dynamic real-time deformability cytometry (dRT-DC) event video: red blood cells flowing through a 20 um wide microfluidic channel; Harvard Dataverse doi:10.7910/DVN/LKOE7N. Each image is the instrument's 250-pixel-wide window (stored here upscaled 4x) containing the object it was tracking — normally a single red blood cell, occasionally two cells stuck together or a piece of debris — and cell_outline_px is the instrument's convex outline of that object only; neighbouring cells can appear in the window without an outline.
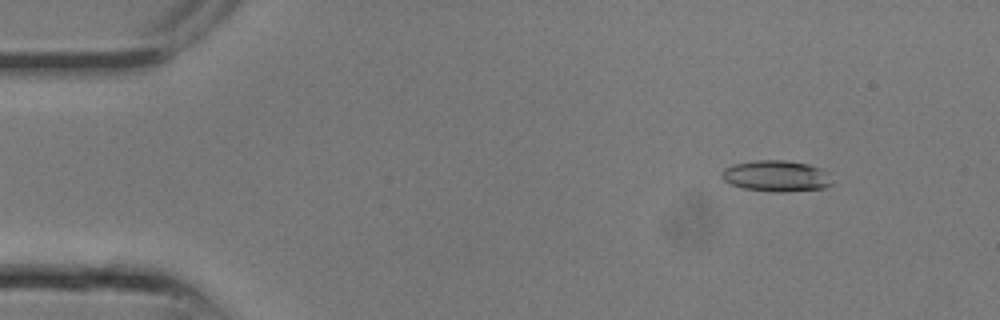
{"species": "common noctule bat (a hibernating species)", "species_latin": "Nyctalus noctula", "temperature_condition": "room temperature", "stored_images_in_passage": 7, "camera_frame_rate_fps": 3000, "um_per_image_px": 0.085, "animal": {"sex": "male", "body_mass_g": 13.3}, "frame": {"image": 1, "passage_image": 3, "time_ms": 0.667, "image_size_px": [1000, 320], "cell_outline_px": [[832, 184], [824, 188], [784, 192], [776, 192], [744, 188], [732, 184], [724, 180], [720, 176], [720, 172], [724, 168], [732, 164], [756, 160], [784, 160], [808, 164], [824, 168], [828, 172]], "centroid_in_image_um": [65.99, 14.95], "position_along_channel_um": 19.0, "area_um2": 20.17}}